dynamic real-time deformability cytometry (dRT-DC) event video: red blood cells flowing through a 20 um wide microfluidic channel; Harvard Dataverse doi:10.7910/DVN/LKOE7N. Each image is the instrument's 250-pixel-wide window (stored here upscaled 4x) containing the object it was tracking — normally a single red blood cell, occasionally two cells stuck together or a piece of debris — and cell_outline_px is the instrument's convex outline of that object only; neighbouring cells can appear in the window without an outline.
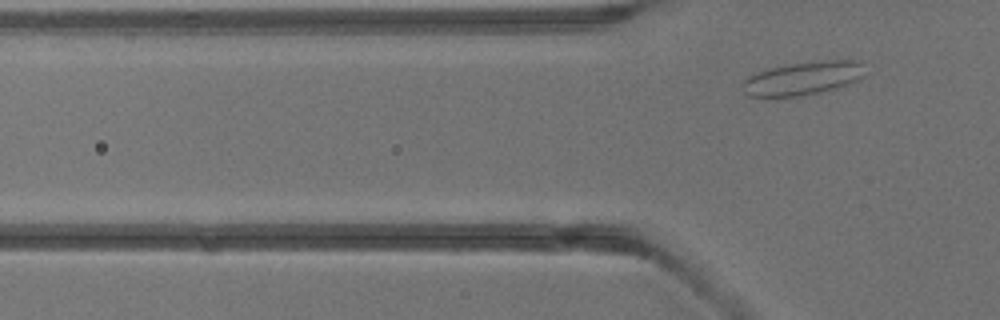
{"species": "common noctule bat (a hibernating species)", "species_latin": "Nyctalus noctula", "temperature_condition": "warm", "stored_images_in_passage": 3, "camera_frame_rate_fps": 3000, "um_per_image_px": 0.085, "animal": {"sex": "male", "body_mass_g": 13.3}, "frame": {"image": 1, "passage_image": 3, "time_ms": 2.333, "image_size_px": [1000, 320], "cell_outline_px": [[864, 76], [860, 80], [852, 84], [800, 96], [748, 96], [744, 92], [744, 80], [748, 76], [772, 68], [792, 64], [824, 60], [860, 60]], "centroid_in_image_um": [68.32, 6.65], "position_along_channel_um": 57.5, "area_um2": 23.41}}